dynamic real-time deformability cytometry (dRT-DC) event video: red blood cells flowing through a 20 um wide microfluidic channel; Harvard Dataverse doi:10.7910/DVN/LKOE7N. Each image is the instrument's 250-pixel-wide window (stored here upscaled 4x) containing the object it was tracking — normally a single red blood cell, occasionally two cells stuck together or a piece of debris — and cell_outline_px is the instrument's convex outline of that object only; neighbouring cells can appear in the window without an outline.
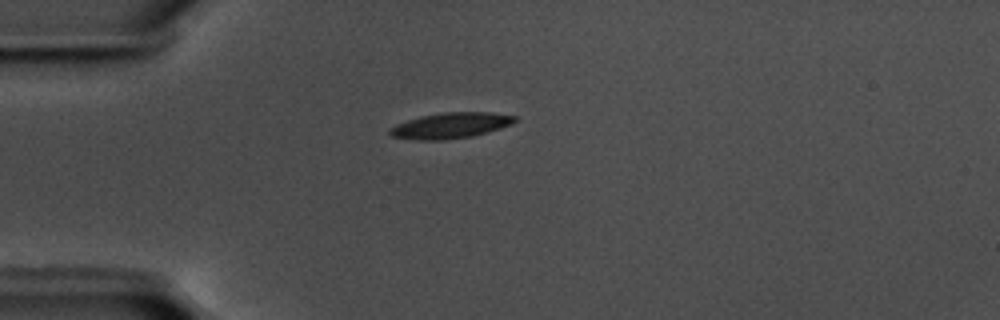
{"species": "common noctule bat (a hibernating species)", "species_latin": "Nyctalus noctula", "temperature_condition": "warm", "stored_images_in_passage": 43, "camera_frame_rate_fps": 3000, "um_per_image_px": 0.085, "animal": {"sex": "male", "body_mass_g": 17.5, "forearm_length_mm": 52.3}, "frame": {"image": 1, "passage_image": 1, "time_ms": 0.0, "image_size_px": [1000, 320], "cell_outline_px": [[516, 120], [512, 124], [500, 128], [472, 136], [444, 140], [412, 140], [392, 136], [388, 132], [396, 124], [420, 116], [444, 112], [492, 112], [516, 116]], "centroid_in_image_um": [38.3, 10.67], "position_along_channel_um": 46.7, "area_um2": 18.67}}
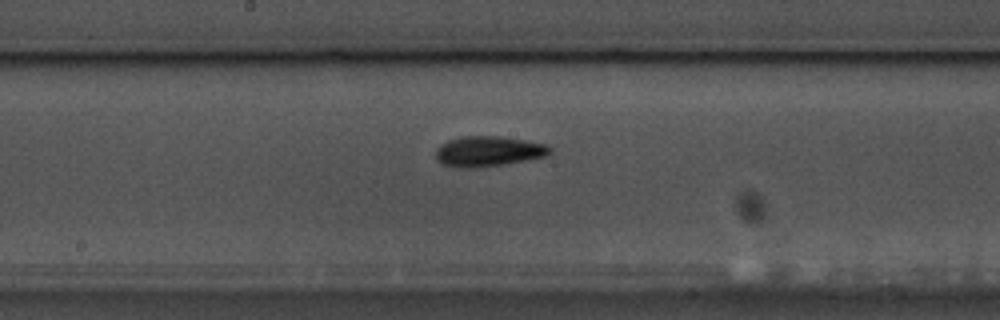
{"frame": {"image": 2, "passage_image": 16, "time_ms": 5.0, "image_size_px": [1000, 320], "cell_outline_px": [[552, 152], [548, 156], [504, 164], [472, 168], [456, 168], [444, 164], [436, 160], [436, 148], [440, 144], [448, 140], [460, 136], [496, 136], [528, 140], [544, 144], [552, 148]], "centroid_in_image_um": [41.5, 12.86], "position_along_channel_um": 206.7, "area_um2": 20.35}}
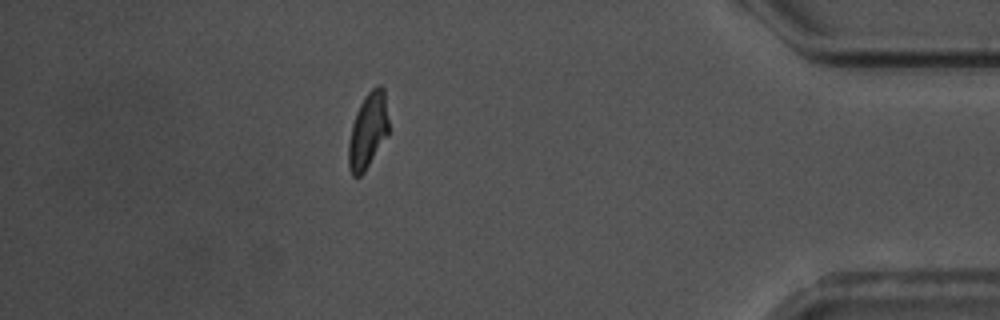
{"frame": {"image": 3, "passage_image": 36, "time_ms": 11.667, "image_size_px": [1000, 320], "cell_outline_px": [[388, 132], [364, 172], [360, 176], [352, 176], [348, 168], [348, 140], [352, 124], [356, 112], [364, 96], [376, 84], [380, 84], [384, 88], [388, 120]], "centroid_in_image_um": [31.24, 11.08], "position_along_channel_um": 404.0, "area_um2": 17.57}, "authors_computed_cell_mechanics": {"area_um2": 18.3804, "velocity_mm_per_s": 3.5876, "shape_relaxation_time_tau1_ms": 3.8398, "shape_relaxation_time_tau2_ms": 3.2233, "deformation_change_tau1": 0.1429, "deformation_change_tau2": 0.0998}}